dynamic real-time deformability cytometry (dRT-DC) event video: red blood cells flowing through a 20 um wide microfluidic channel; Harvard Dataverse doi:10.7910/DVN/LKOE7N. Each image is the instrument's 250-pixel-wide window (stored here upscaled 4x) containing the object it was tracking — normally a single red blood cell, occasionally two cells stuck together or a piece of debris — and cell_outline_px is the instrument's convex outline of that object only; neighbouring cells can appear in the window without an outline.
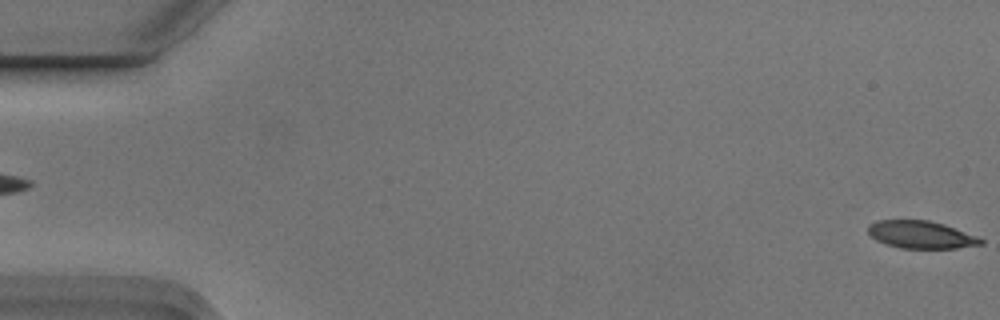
{"species": "Egyptian fruit bat (a non-hibernating species)", "species_latin": "Rousettus aegyptiacus", "temperature_condition": "cold", "stored_images_in_passage": 4, "segment_of_instrument_passage": [2, 2], "camera_frame_rate_fps": 3000, "um_per_image_px": 0.085, "animal": {"sex": "male"}, "frame": {"image": 1, "passage_image": 4, "time_ms": 1.0, "image_size_px": [1000, 320], "cell_outline_px": [[984, 244], [956, 248], [900, 248], [876, 240], [868, 232], [868, 224], [876, 220], [928, 220], [944, 224], [976, 236], [984, 240]], "centroid_in_image_um": [78.28, 19.94], "position_along_channel_um": 6.7, "area_um2": 17.98}}